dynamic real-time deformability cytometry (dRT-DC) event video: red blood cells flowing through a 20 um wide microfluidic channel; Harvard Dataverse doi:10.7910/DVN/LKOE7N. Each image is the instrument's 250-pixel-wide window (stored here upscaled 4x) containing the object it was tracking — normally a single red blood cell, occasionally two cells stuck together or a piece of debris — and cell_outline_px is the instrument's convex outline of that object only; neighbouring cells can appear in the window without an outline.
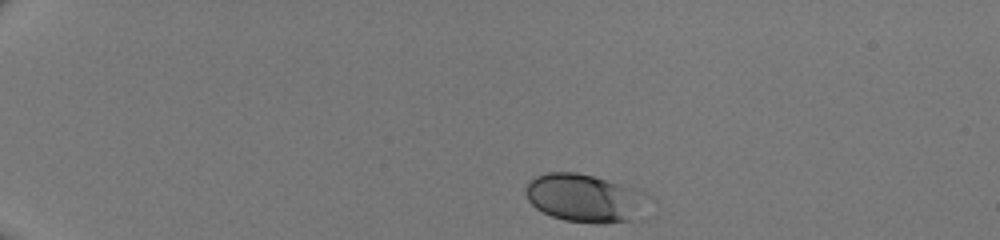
{"species": "human", "species_latin": "Homo sapiens", "temperature_condition": "room temperature", "stored_images_in_passage": 39, "camera_frame_rate_fps": 3000, "um_per_image_px": 0.085, "donor": {"sex": "male"}, "frame": {"image": 1, "passage_image": 1, "time_ms": 0.0, "image_size_px": [1000, 240], "cell_outline_px": [[632, 220], [604, 224], [596, 224], [564, 220], [552, 216], [536, 208], [528, 200], [524, 192], [524, 188], [528, 180], [536, 176], [548, 172], [576, 172], [592, 176], [616, 184], [624, 188]], "centroid_in_image_um": [49.16, 16.82], "position_along_channel_um": 35.8, "area_um2": 30.69}}
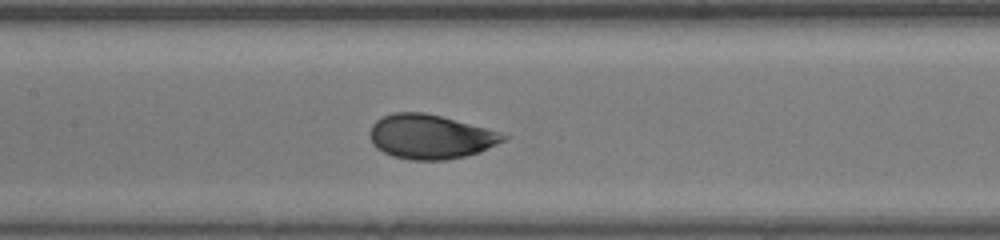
{"frame": {"image": 2, "passage_image": 17, "time_ms": 5.333, "image_size_px": [1000, 240], "cell_outline_px": [[508, 136], [504, 140], [480, 152], [464, 156], [444, 160], [412, 160], [392, 156], [376, 148], [372, 144], [368, 136], [368, 132], [372, 124], [376, 120], [384, 116], [396, 112], [424, 112], [440, 116], [484, 128]], "centroid_in_image_um": [36.5, 11.63], "position_along_channel_um": 170.9, "area_um2": 34.16}}
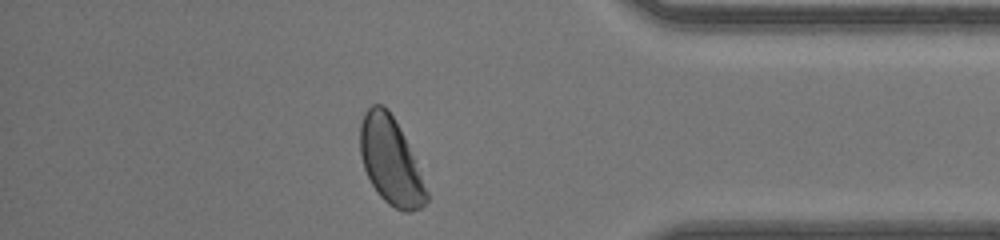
{"frame": {"image": 3, "passage_image": 34, "time_ms": 11.0, "image_size_px": [1000, 240], "cell_outline_px": [[428, 200], [420, 208], [408, 212], [404, 212], [388, 204], [376, 192], [364, 168], [360, 156], [360, 124], [364, 112], [372, 104], [380, 104], [392, 116], [404, 136], [428, 192]], "centroid_in_image_um": [33.18, 13.7], "position_along_channel_um": 402.0, "area_um2": 33.06}}